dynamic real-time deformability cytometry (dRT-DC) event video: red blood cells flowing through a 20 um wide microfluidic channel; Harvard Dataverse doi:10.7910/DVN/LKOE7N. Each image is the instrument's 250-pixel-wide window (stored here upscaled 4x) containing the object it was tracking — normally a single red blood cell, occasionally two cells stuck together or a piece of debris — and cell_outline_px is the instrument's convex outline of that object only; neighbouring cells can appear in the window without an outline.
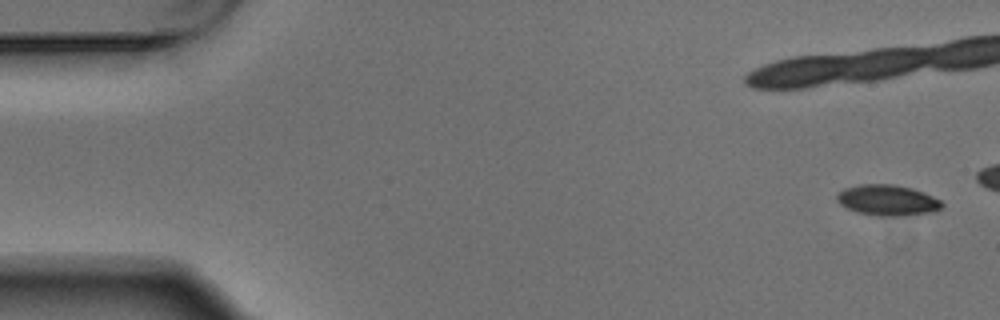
{"species": "Egyptian fruit bat (a non-hibernating species)", "species_latin": "Rousettus aegyptiacus", "temperature_condition": "warm", "stored_images_in_passage": 5, "camera_frame_rate_fps": 3000, "um_per_image_px": 0.085, "animal": {"sex": "male"}, "frame": {"image": 1, "passage_image": 1, "time_ms": 0.0, "image_size_px": [1000, 320], "cell_outline_px": [[944, 204], [940, 208], [932, 212], [896, 216], [876, 216], [856, 212], [840, 204], [836, 200], [836, 196], [844, 188], [860, 184], [892, 184], [912, 188], [924, 192], [940, 200]], "centroid_in_image_um": [75.42, 17.01], "position_along_channel_um": 9.6, "area_um2": 18.79}}